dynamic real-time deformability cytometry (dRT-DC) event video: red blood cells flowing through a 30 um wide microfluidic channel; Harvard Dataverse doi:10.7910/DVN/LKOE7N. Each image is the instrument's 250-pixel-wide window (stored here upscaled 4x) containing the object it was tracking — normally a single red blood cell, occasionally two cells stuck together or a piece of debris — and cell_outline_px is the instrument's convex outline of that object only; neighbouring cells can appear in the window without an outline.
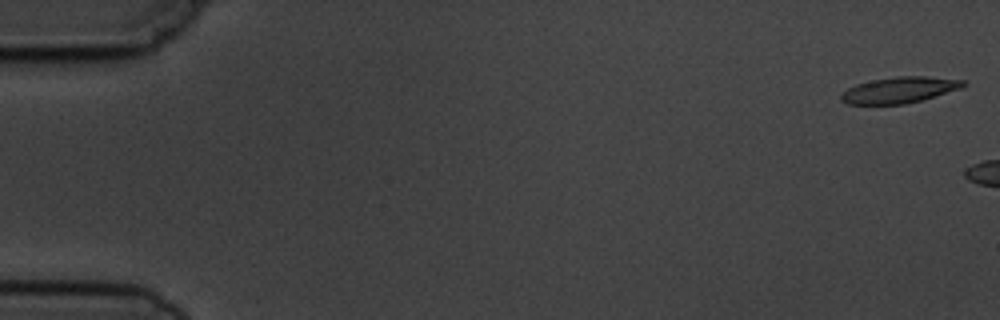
{"species": "common noctule bat (a hibernating species)", "species_latin": "Nyctalus noctula", "temperature_condition": "cold", "stored_images_in_passage": 3, "camera_frame_rate_fps": 3000, "um_per_image_px": 0.085, "animal": {"sex": "male", "body_mass_g": 19.5, "forearm_length_mm": 54.6}, "frame": {"image": 1, "passage_image": 1, "time_ms": 0.0, "image_size_px": [1000, 320], "cell_outline_px": [[968, 84], [960, 88], [920, 100], [904, 104], [848, 104], [840, 100], [840, 96], [848, 88], [856, 84], [872, 80], [896, 76], [924, 76], [964, 80]], "centroid_in_image_um": [76.43, 7.64], "position_along_channel_um": 8.6, "area_um2": 18.32}}